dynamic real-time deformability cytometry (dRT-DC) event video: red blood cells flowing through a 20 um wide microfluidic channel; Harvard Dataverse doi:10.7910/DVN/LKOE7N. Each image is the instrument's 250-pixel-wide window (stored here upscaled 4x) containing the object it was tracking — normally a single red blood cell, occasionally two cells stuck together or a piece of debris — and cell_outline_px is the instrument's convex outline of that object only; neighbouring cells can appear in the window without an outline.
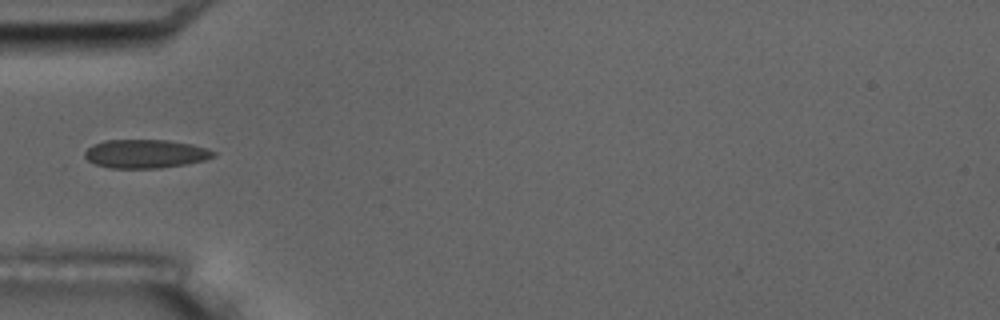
{"species": "common noctule bat (a hibernating species)", "species_latin": "Nyctalus noctula", "temperature_condition": "room temperature", "stored_images_in_passage": 1, "camera_frame_rate_fps": 3000, "um_per_image_px": 0.085, "animal": {"sex": "male", "body_mass_g": 17.5, "forearm_length_mm": 52.3}, "frame": {"image": 1, "passage_image": 1, "time_ms": 0.0, "image_size_px": [1000, 320], "cell_outline_px": [[216, 156], [204, 160], [184, 164], [160, 168], [108, 168], [96, 164], [88, 160], [84, 156], [84, 152], [92, 144], [108, 140], [168, 140], [192, 144], [208, 148], [216, 152]], "centroid_in_image_um": [12.37, 13.07], "position_along_channel_um": 72.6, "area_um2": 21.5}}